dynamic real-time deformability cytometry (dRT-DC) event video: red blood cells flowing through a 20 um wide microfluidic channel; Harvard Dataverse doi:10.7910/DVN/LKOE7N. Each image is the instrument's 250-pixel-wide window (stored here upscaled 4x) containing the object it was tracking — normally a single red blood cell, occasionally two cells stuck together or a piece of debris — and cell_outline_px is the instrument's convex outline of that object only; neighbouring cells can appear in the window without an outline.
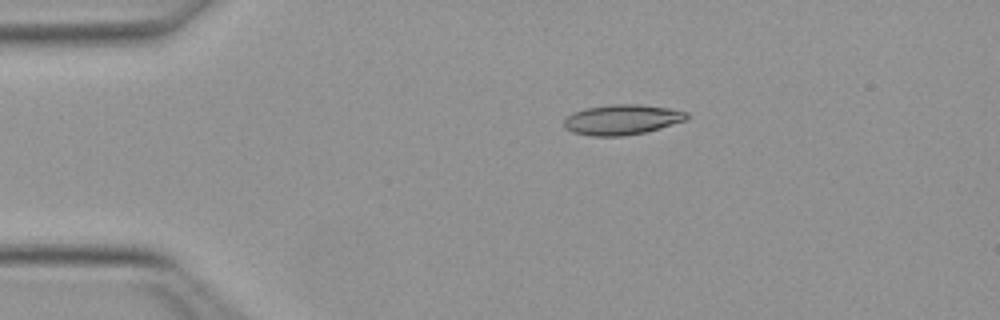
{"species": "Egyptian fruit bat (a non-hibernating species)", "species_latin": "Rousettus aegyptiacus", "temperature_condition": "warm", "stored_images_in_passage": 22, "camera_frame_rate_fps": 3000, "um_per_image_px": 0.085, "animal": {"sex": "female"}, "frame": {"image": 1, "passage_image": 4, "time_ms": 1.0, "image_size_px": [1000, 320], "cell_outline_px": [[688, 120], [660, 128], [644, 132], [624, 136], [592, 136], [572, 132], [564, 128], [564, 120], [568, 116], [584, 108], [612, 104], [640, 104], [668, 108], [688, 112]], "centroid_in_image_um": [52.89, 10.17], "position_along_channel_um": 32.1, "area_um2": 21.62}}
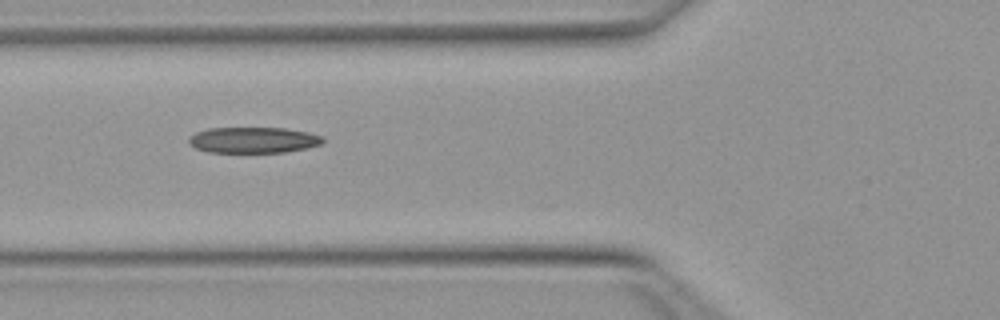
{"frame": {"image": 2, "passage_image": 13, "time_ms": 4.0, "image_size_px": [1000, 320], "cell_outline_px": [[324, 140], [320, 144], [308, 148], [284, 152], [208, 152], [196, 148], [188, 144], [188, 136], [196, 132], [208, 128], [284, 128], [308, 132], [324, 136]], "centroid_in_image_um": [21.52, 11.9], "position_along_channel_um": 104.3, "area_um2": 20.35}}
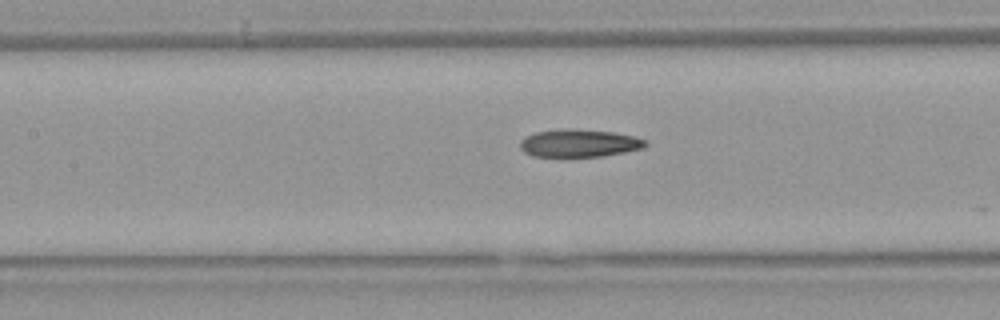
{"frame": {"image": 3, "passage_image": 17, "time_ms": 5.333, "image_size_px": [1000, 320], "cell_outline_px": [[648, 144], [644, 148], [624, 152], [600, 156], [532, 156], [524, 152], [520, 148], [520, 140], [524, 136], [536, 132], [568, 128], [572, 128], [612, 132], [632, 136], [648, 140]], "centroid_in_image_um": [49.22, 12.16], "position_along_channel_um": 158.2, "area_um2": 20.23}}